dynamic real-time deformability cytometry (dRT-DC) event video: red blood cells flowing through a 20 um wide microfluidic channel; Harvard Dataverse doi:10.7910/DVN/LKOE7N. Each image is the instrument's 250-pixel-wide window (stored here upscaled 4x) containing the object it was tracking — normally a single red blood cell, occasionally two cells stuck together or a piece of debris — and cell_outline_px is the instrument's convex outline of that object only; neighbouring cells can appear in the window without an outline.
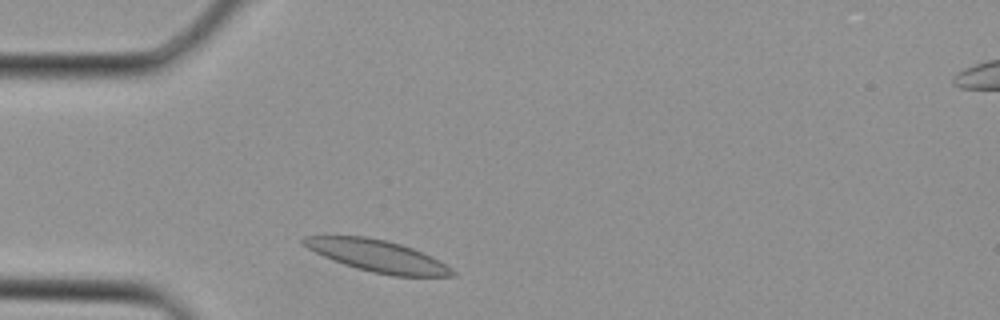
{"species": "Egyptian fruit bat (a non-hibernating species)", "species_latin": "Rousettus aegyptiacus", "temperature_condition": "cold", "stored_images_in_passage": 2, "camera_frame_rate_fps": 3000, "um_per_image_px": 0.085, "animal": {"sex": "female"}, "frame": {"image": 1, "passage_image": 1, "time_ms": 0.0, "image_size_px": [1000, 320], "cell_outline_px": [[456, 276], [392, 276], [372, 272], [344, 264], [332, 260], [308, 248], [300, 240], [304, 236], [324, 232], [368, 236], [400, 244], [412, 248], [432, 256], [452, 268], [456, 272]], "centroid_in_image_um": [31.99, 21.7], "position_along_channel_um": 53.0, "area_um2": 28.32}}